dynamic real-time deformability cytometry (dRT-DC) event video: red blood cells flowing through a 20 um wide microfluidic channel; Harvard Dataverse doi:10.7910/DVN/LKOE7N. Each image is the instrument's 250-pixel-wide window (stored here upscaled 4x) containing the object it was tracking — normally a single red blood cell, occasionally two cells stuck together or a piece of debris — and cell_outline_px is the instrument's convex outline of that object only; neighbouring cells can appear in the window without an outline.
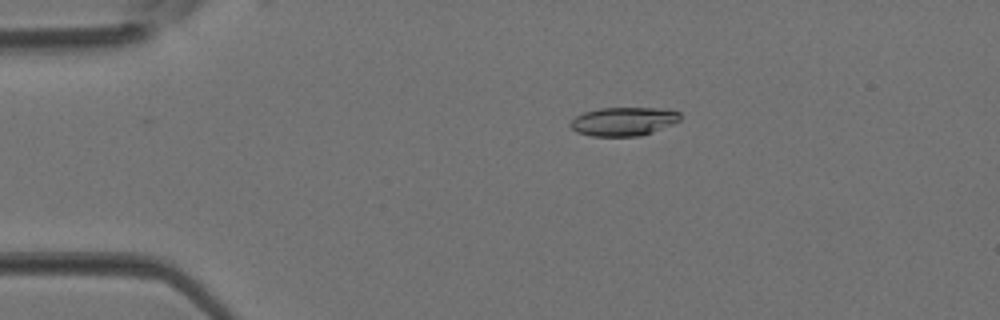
{"species": "Egyptian fruit bat (a non-hibernating species)", "species_latin": "Rousettus aegyptiacus", "temperature_condition": "room temperature", "stored_images_in_passage": 4, "camera_frame_rate_fps": 3000, "um_per_image_px": 0.085, "animal": {"sex": "female"}, "frame": {"image": 1, "passage_image": 3, "time_ms": 0.667, "image_size_px": [1000, 320], "cell_outline_px": [[680, 120], [672, 124], [652, 132], [640, 136], [592, 136], [576, 132], [568, 124], [576, 116], [584, 112], [600, 108], [664, 108], [680, 112]], "centroid_in_image_um": [52.99, 10.32], "position_along_channel_um": 32.0, "area_um2": 18.32}}